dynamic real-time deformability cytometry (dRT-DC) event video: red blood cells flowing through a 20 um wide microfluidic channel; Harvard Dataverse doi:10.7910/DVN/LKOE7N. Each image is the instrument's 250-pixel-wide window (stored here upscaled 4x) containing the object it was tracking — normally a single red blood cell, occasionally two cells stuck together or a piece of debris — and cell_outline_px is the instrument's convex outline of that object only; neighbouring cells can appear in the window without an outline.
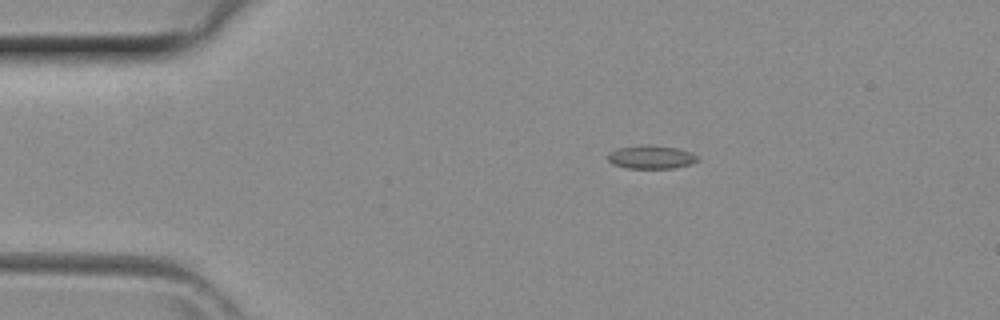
{"species": "common noctule bat (a hibernating species)", "species_latin": "Nyctalus noctula", "temperature_condition": "room temperature", "stored_images_in_passage": 32, "camera_frame_rate_fps": 3000, "um_per_image_px": 0.085, "animal": {"sex": "female", "body_mass_g": 29.2, "forearm_length_mm": 56.3}, "frame": {"image": 1, "passage_image": 1, "time_ms": 0.0, "image_size_px": [1000, 320], "cell_outline_px": [[700, 160], [692, 164], [672, 168], [628, 168], [612, 164], [608, 160], [608, 152], [620, 148], [644, 144], [652, 144], [676, 148], [692, 152]], "centroid_in_image_um": [55.36, 13.34], "position_along_channel_um": 29.6, "area_um2": 12.31}}
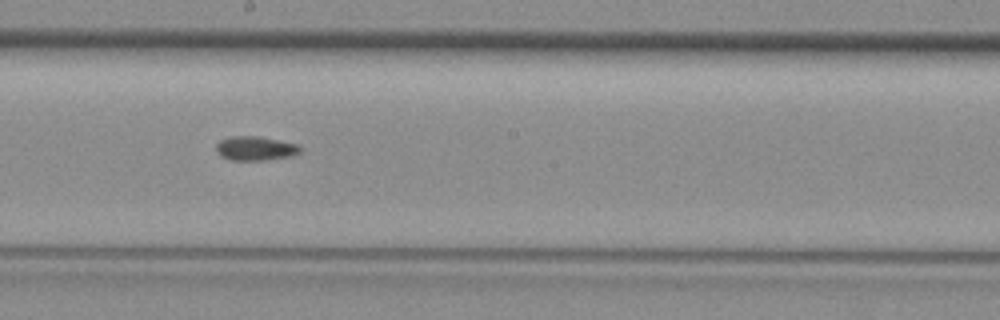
{"frame": {"image": 2, "passage_image": 16, "time_ms": 5.0, "image_size_px": [1000, 320], "cell_outline_px": [[300, 152], [288, 156], [260, 160], [232, 160], [220, 156], [216, 152], [216, 144], [220, 140], [232, 136], [260, 136], [296, 144], [300, 148]], "centroid_in_image_um": [21.63, 12.6], "position_along_channel_um": 226.6, "area_um2": 11.62}}
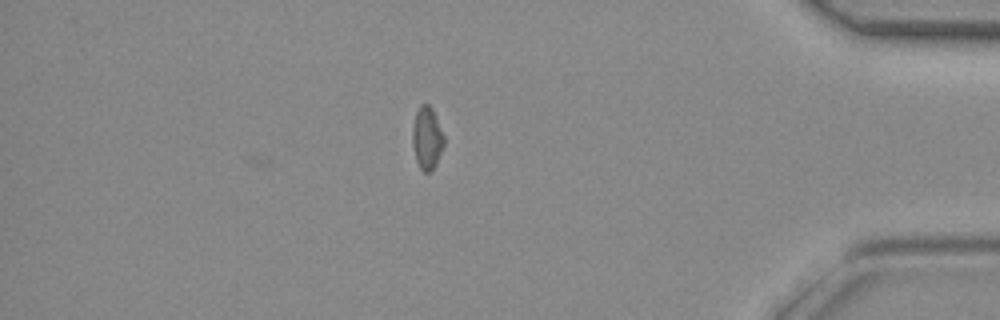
{"frame": {"image": 3, "passage_image": 29, "time_ms": 9.333, "image_size_px": [1000, 320], "cell_outline_px": [[444, 144], [436, 164], [432, 172], [424, 172], [420, 168], [416, 160], [412, 144], [412, 128], [416, 112], [420, 104], [428, 104], [432, 108], [444, 136]], "centroid_in_image_um": [36.28, 11.75], "position_along_channel_um": 398.9, "area_um2": 11.5}}